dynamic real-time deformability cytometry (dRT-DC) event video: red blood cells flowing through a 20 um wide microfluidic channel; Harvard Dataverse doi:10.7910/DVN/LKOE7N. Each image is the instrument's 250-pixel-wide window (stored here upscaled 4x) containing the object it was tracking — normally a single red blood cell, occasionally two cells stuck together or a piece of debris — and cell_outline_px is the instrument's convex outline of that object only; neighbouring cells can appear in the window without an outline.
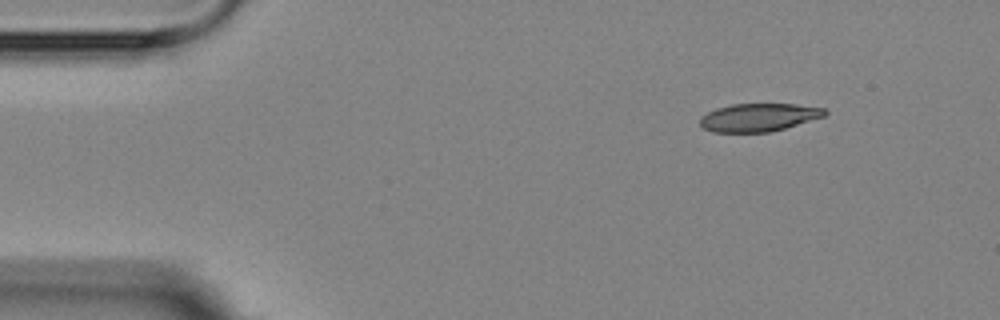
{"species": "Egyptian fruit bat (a non-hibernating species)", "species_latin": "Rousettus aegyptiacus", "temperature_condition": "room temperature", "stored_images_in_passage": 8, "camera_frame_rate_fps": 3000, "um_per_image_px": 0.085, "animal": {"sex": "female"}, "frame": {"image": 1, "passage_image": 1, "time_ms": 0.0, "image_size_px": [1000, 320], "cell_outline_px": [[828, 112], [824, 116], [784, 128], [768, 132], [712, 132], [704, 128], [700, 124], [700, 116], [716, 108], [732, 104], [796, 104], [824, 108]], "centroid_in_image_um": [64.46, 9.97], "position_along_channel_um": 20.5, "area_um2": 20.23}}
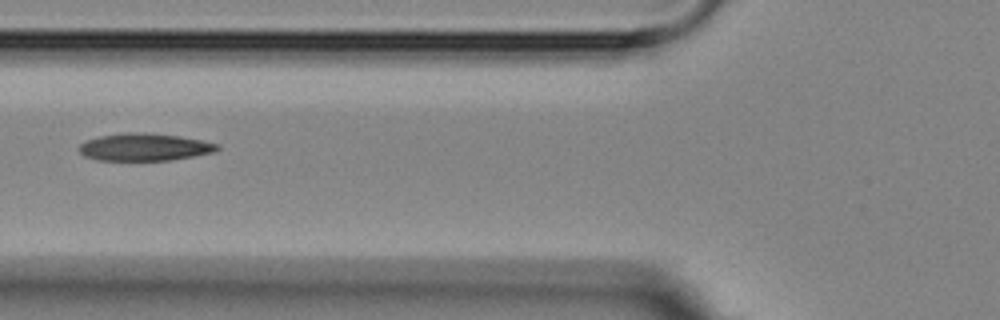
{"frame": {"image": 2, "passage_image": 5, "time_ms": 4.667, "image_size_px": [1000, 320], "cell_outline_px": [[220, 148], [216, 152], [172, 160], [96, 160], [84, 156], [76, 148], [84, 140], [100, 136], [124, 132], [148, 132], [180, 136], [220, 144]], "centroid_in_image_um": [12.27, 12.49], "position_along_channel_um": 113.5, "area_um2": 22.43}}
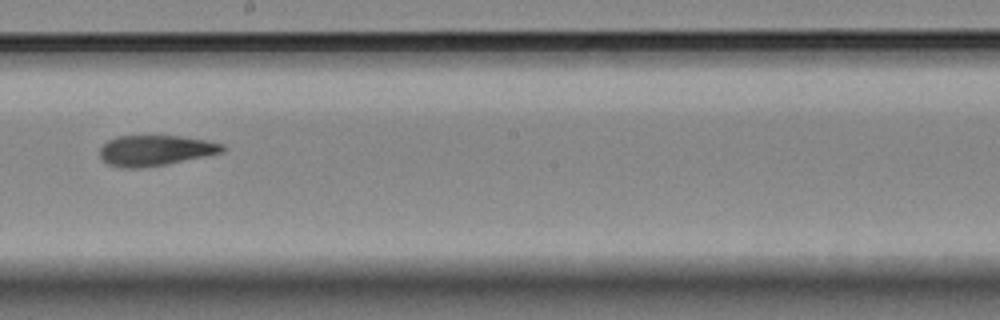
{"frame": {"image": 3, "passage_image": 8, "time_ms": 8.0, "image_size_px": [1000, 320], "cell_outline_px": [[224, 152], [144, 168], [120, 168], [108, 164], [100, 156], [100, 148], [108, 140], [116, 136], [180, 136], [208, 140], [224, 144]], "centroid_in_image_um": [13.19, 12.78], "position_along_channel_um": 235.0, "area_um2": 21.73}}